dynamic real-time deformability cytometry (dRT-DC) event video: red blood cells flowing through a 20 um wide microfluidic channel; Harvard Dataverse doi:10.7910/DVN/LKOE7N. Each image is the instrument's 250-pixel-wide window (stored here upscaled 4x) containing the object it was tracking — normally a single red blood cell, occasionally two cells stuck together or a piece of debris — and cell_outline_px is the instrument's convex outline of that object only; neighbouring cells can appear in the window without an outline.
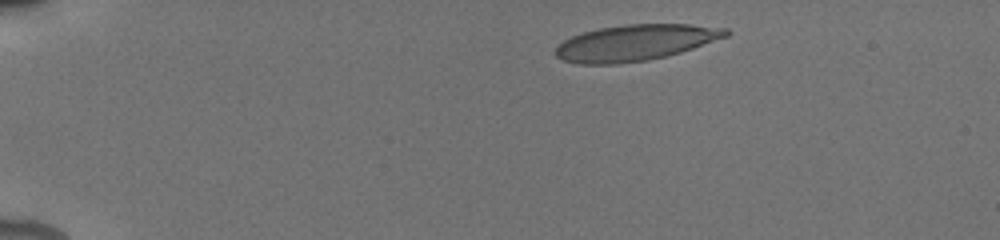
{"species": "human", "species_latin": "Homo sapiens", "temperature_condition": "cold", "stored_images_in_passage": 6, "camera_frame_rate_fps": 3000, "um_per_image_px": 0.085, "donor": {"sex": "male"}, "frame": {"image": 1, "passage_image": 2, "time_ms": 1.333, "image_size_px": [1000, 240], "cell_outline_px": [[732, 32], [728, 36], [680, 52], [648, 60], [620, 64], [580, 64], [564, 60], [556, 56], [552, 52], [564, 40], [572, 36], [584, 32], [600, 28], [624, 24], [688, 24], [728, 28]], "centroid_in_image_um": [54.01, 3.62], "position_along_channel_um": 31.0, "area_um2": 35.72}}
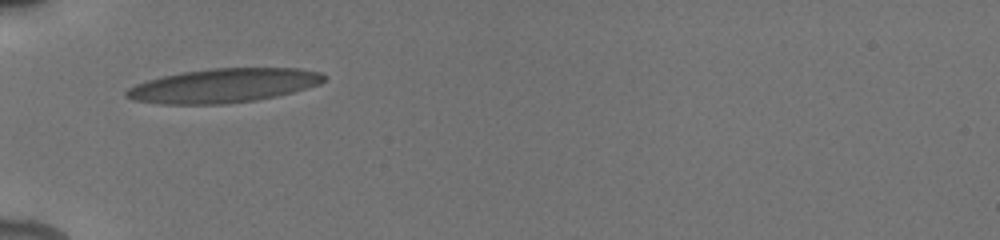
{"frame": {"image": 2, "passage_image": 5, "time_ms": 4.333, "image_size_px": [1000, 240], "cell_outline_px": [[328, 76], [320, 84], [292, 92], [276, 96], [256, 100], [224, 104], [160, 104], [132, 100], [124, 96], [124, 92], [128, 88], [136, 84], [148, 80], [164, 76], [184, 72], [212, 68], [300, 68], [320, 72]], "centroid_in_image_um": [19.0, 7.28], "position_along_channel_um": 66.0, "area_um2": 39.25}}
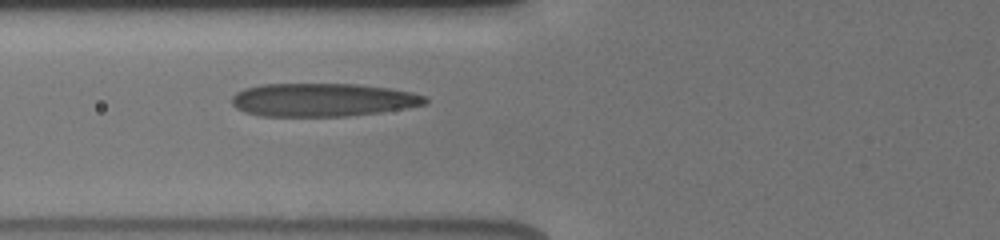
{"frame": {"image": 3, "passage_image": 6, "time_ms": 5.333, "image_size_px": [1000, 240], "cell_outline_px": [[428, 104], [380, 112], [348, 116], [260, 116], [244, 112], [236, 108], [232, 104], [232, 96], [236, 92], [244, 88], [260, 84], [360, 84], [388, 88], [412, 92], [428, 96]], "centroid_in_image_um": [27.42, 8.48], "position_along_channel_um": 98.4, "area_um2": 37.74}}